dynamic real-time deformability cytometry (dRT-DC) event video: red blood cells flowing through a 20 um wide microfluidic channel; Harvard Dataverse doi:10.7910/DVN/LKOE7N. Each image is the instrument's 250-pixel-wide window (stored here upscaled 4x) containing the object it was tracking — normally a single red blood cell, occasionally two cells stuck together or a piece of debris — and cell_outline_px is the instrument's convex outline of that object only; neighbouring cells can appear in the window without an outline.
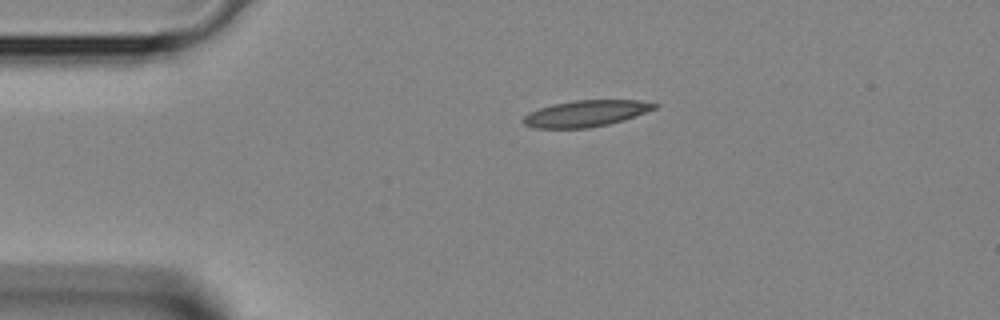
{"species": "Egyptian fruit bat (a non-hibernating species)", "species_latin": "Rousettus aegyptiacus", "temperature_condition": "room temperature", "stored_images_in_passage": 34, "camera_frame_rate_fps": 3000, "um_per_image_px": 0.085, "animal": {"sex": "female"}, "frame": {"image": 1, "passage_image": 1, "time_ms": 0.0, "image_size_px": [1000, 320], "cell_outline_px": [[660, 104], [656, 108], [624, 120], [608, 124], [588, 128], [532, 128], [524, 124], [520, 120], [528, 112], [552, 104], [576, 100], [640, 100]], "centroid_in_image_um": [49.77, 9.64], "position_along_channel_um": 35.2, "area_um2": 20.23}}
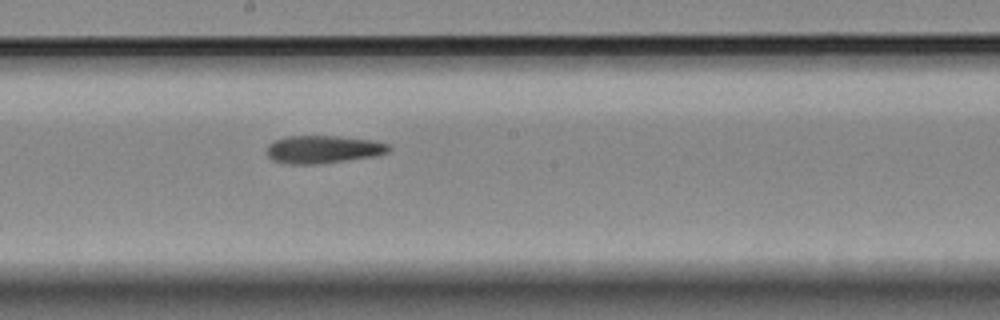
{"frame": {"image": 2, "passage_image": 15, "time_ms": 4.667, "image_size_px": [1000, 320], "cell_outline_px": [[392, 148], [388, 152], [372, 156], [316, 164], [284, 164], [272, 160], [264, 152], [268, 144], [272, 140], [284, 136], [340, 136], [372, 140], [388, 144]], "centroid_in_image_um": [27.37, 12.68], "position_along_channel_um": 220.8, "area_um2": 19.94}}
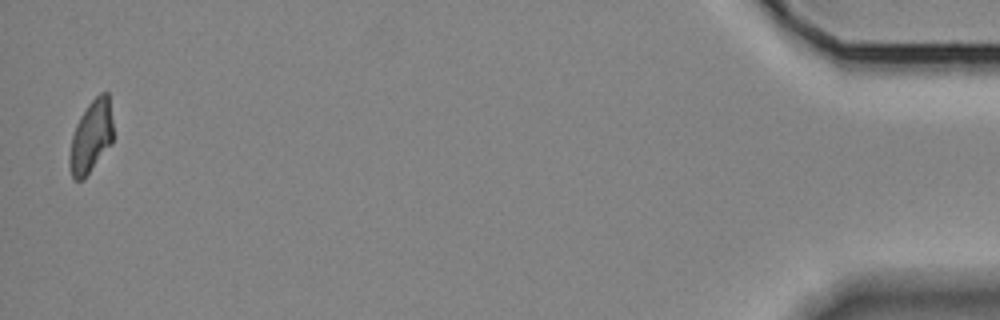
{"frame": {"image": 3, "passage_image": 34, "time_ms": 11.0, "image_size_px": [1000, 320], "cell_outline_px": [[112, 144], [84, 180], [72, 180], [68, 164], [68, 156], [72, 136], [76, 124], [80, 116], [88, 104], [100, 92], [108, 92], [112, 120]], "centroid_in_image_um": [7.72, 11.66], "position_along_channel_um": 427.5, "area_um2": 18.67}}